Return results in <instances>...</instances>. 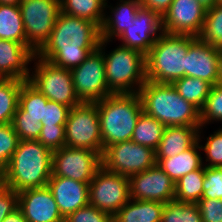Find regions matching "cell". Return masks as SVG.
<instances>
[{
	"label": "cell",
	"instance_id": "cell-1",
	"mask_svg": "<svg viewBox=\"0 0 222 222\" xmlns=\"http://www.w3.org/2000/svg\"><path fill=\"white\" fill-rule=\"evenodd\" d=\"M101 42V28L94 22L59 13L48 40L36 56L71 70L79 66Z\"/></svg>",
	"mask_w": 222,
	"mask_h": 222
},
{
	"label": "cell",
	"instance_id": "cell-2",
	"mask_svg": "<svg viewBox=\"0 0 222 222\" xmlns=\"http://www.w3.org/2000/svg\"><path fill=\"white\" fill-rule=\"evenodd\" d=\"M52 176V152L38 140H20L0 181L19 193L47 186Z\"/></svg>",
	"mask_w": 222,
	"mask_h": 222
},
{
	"label": "cell",
	"instance_id": "cell-3",
	"mask_svg": "<svg viewBox=\"0 0 222 222\" xmlns=\"http://www.w3.org/2000/svg\"><path fill=\"white\" fill-rule=\"evenodd\" d=\"M138 95L142 110L165 126L201 127L200 111L169 83L146 81Z\"/></svg>",
	"mask_w": 222,
	"mask_h": 222
},
{
	"label": "cell",
	"instance_id": "cell-4",
	"mask_svg": "<svg viewBox=\"0 0 222 222\" xmlns=\"http://www.w3.org/2000/svg\"><path fill=\"white\" fill-rule=\"evenodd\" d=\"M96 103L103 151L107 146L131 140L143 112L138 93L111 94Z\"/></svg>",
	"mask_w": 222,
	"mask_h": 222
},
{
	"label": "cell",
	"instance_id": "cell-5",
	"mask_svg": "<svg viewBox=\"0 0 222 222\" xmlns=\"http://www.w3.org/2000/svg\"><path fill=\"white\" fill-rule=\"evenodd\" d=\"M198 37L162 32L145 55L146 80L172 84L185 76V56Z\"/></svg>",
	"mask_w": 222,
	"mask_h": 222
},
{
	"label": "cell",
	"instance_id": "cell-6",
	"mask_svg": "<svg viewBox=\"0 0 222 222\" xmlns=\"http://www.w3.org/2000/svg\"><path fill=\"white\" fill-rule=\"evenodd\" d=\"M107 43L101 39L99 49L103 52L108 91L111 94L138 93L147 81L145 55L121 45L105 54Z\"/></svg>",
	"mask_w": 222,
	"mask_h": 222
},
{
	"label": "cell",
	"instance_id": "cell-7",
	"mask_svg": "<svg viewBox=\"0 0 222 222\" xmlns=\"http://www.w3.org/2000/svg\"><path fill=\"white\" fill-rule=\"evenodd\" d=\"M34 73L28 81L36 87L49 101L59 102L70 108L81 104L75 93L71 70L56 66L48 60L37 57Z\"/></svg>",
	"mask_w": 222,
	"mask_h": 222
},
{
	"label": "cell",
	"instance_id": "cell-8",
	"mask_svg": "<svg viewBox=\"0 0 222 222\" xmlns=\"http://www.w3.org/2000/svg\"><path fill=\"white\" fill-rule=\"evenodd\" d=\"M65 146L103 153L97 103L82 102L70 108L65 123Z\"/></svg>",
	"mask_w": 222,
	"mask_h": 222
},
{
	"label": "cell",
	"instance_id": "cell-9",
	"mask_svg": "<svg viewBox=\"0 0 222 222\" xmlns=\"http://www.w3.org/2000/svg\"><path fill=\"white\" fill-rule=\"evenodd\" d=\"M19 7L27 46L36 53L52 33L61 12L60 0H22Z\"/></svg>",
	"mask_w": 222,
	"mask_h": 222
},
{
	"label": "cell",
	"instance_id": "cell-10",
	"mask_svg": "<svg viewBox=\"0 0 222 222\" xmlns=\"http://www.w3.org/2000/svg\"><path fill=\"white\" fill-rule=\"evenodd\" d=\"M129 200V177L101 166L89 183V204L113 217Z\"/></svg>",
	"mask_w": 222,
	"mask_h": 222
},
{
	"label": "cell",
	"instance_id": "cell-11",
	"mask_svg": "<svg viewBox=\"0 0 222 222\" xmlns=\"http://www.w3.org/2000/svg\"><path fill=\"white\" fill-rule=\"evenodd\" d=\"M101 160L106 170L127 177L141 173L156 164L155 150L132 140L107 146Z\"/></svg>",
	"mask_w": 222,
	"mask_h": 222
},
{
	"label": "cell",
	"instance_id": "cell-12",
	"mask_svg": "<svg viewBox=\"0 0 222 222\" xmlns=\"http://www.w3.org/2000/svg\"><path fill=\"white\" fill-rule=\"evenodd\" d=\"M101 166L98 151L64 146L52 152V176L90 183Z\"/></svg>",
	"mask_w": 222,
	"mask_h": 222
},
{
	"label": "cell",
	"instance_id": "cell-13",
	"mask_svg": "<svg viewBox=\"0 0 222 222\" xmlns=\"http://www.w3.org/2000/svg\"><path fill=\"white\" fill-rule=\"evenodd\" d=\"M75 93L81 102L95 103L111 95L106 82L103 52L98 48L71 69Z\"/></svg>",
	"mask_w": 222,
	"mask_h": 222
},
{
	"label": "cell",
	"instance_id": "cell-14",
	"mask_svg": "<svg viewBox=\"0 0 222 222\" xmlns=\"http://www.w3.org/2000/svg\"><path fill=\"white\" fill-rule=\"evenodd\" d=\"M175 182L157 165L129 177L130 199L167 203L174 200Z\"/></svg>",
	"mask_w": 222,
	"mask_h": 222
},
{
	"label": "cell",
	"instance_id": "cell-15",
	"mask_svg": "<svg viewBox=\"0 0 222 222\" xmlns=\"http://www.w3.org/2000/svg\"><path fill=\"white\" fill-rule=\"evenodd\" d=\"M185 76L200 78L212 86L222 82V50L197 38L185 56Z\"/></svg>",
	"mask_w": 222,
	"mask_h": 222
},
{
	"label": "cell",
	"instance_id": "cell-16",
	"mask_svg": "<svg viewBox=\"0 0 222 222\" xmlns=\"http://www.w3.org/2000/svg\"><path fill=\"white\" fill-rule=\"evenodd\" d=\"M206 15L197 0H173L162 17L163 32L198 37Z\"/></svg>",
	"mask_w": 222,
	"mask_h": 222
},
{
	"label": "cell",
	"instance_id": "cell-17",
	"mask_svg": "<svg viewBox=\"0 0 222 222\" xmlns=\"http://www.w3.org/2000/svg\"><path fill=\"white\" fill-rule=\"evenodd\" d=\"M162 32V18L156 12L141 6L133 23L118 38L122 41L121 46L146 55Z\"/></svg>",
	"mask_w": 222,
	"mask_h": 222
},
{
	"label": "cell",
	"instance_id": "cell-18",
	"mask_svg": "<svg viewBox=\"0 0 222 222\" xmlns=\"http://www.w3.org/2000/svg\"><path fill=\"white\" fill-rule=\"evenodd\" d=\"M18 208L27 222H64L58 205L48 186L18 193Z\"/></svg>",
	"mask_w": 222,
	"mask_h": 222
},
{
	"label": "cell",
	"instance_id": "cell-19",
	"mask_svg": "<svg viewBox=\"0 0 222 222\" xmlns=\"http://www.w3.org/2000/svg\"><path fill=\"white\" fill-rule=\"evenodd\" d=\"M47 186L51 190L59 211L64 218L89 204V183L51 176Z\"/></svg>",
	"mask_w": 222,
	"mask_h": 222
},
{
	"label": "cell",
	"instance_id": "cell-20",
	"mask_svg": "<svg viewBox=\"0 0 222 222\" xmlns=\"http://www.w3.org/2000/svg\"><path fill=\"white\" fill-rule=\"evenodd\" d=\"M36 53L27 43L0 39V75L3 78L28 80V64L34 61Z\"/></svg>",
	"mask_w": 222,
	"mask_h": 222
},
{
	"label": "cell",
	"instance_id": "cell-21",
	"mask_svg": "<svg viewBox=\"0 0 222 222\" xmlns=\"http://www.w3.org/2000/svg\"><path fill=\"white\" fill-rule=\"evenodd\" d=\"M200 127L166 126L155 158H168L180 154L198 142Z\"/></svg>",
	"mask_w": 222,
	"mask_h": 222
},
{
	"label": "cell",
	"instance_id": "cell-22",
	"mask_svg": "<svg viewBox=\"0 0 222 222\" xmlns=\"http://www.w3.org/2000/svg\"><path fill=\"white\" fill-rule=\"evenodd\" d=\"M202 127L199 128L198 142L188 150L168 158H156V164L176 183L189 172L201 168L204 164L200 152V137Z\"/></svg>",
	"mask_w": 222,
	"mask_h": 222
},
{
	"label": "cell",
	"instance_id": "cell-23",
	"mask_svg": "<svg viewBox=\"0 0 222 222\" xmlns=\"http://www.w3.org/2000/svg\"><path fill=\"white\" fill-rule=\"evenodd\" d=\"M140 7V0H120V3L111 9L112 15L105 14L101 39L110 42L113 37H119L133 23Z\"/></svg>",
	"mask_w": 222,
	"mask_h": 222
},
{
	"label": "cell",
	"instance_id": "cell-24",
	"mask_svg": "<svg viewBox=\"0 0 222 222\" xmlns=\"http://www.w3.org/2000/svg\"><path fill=\"white\" fill-rule=\"evenodd\" d=\"M166 203L130 199L113 217V222H161Z\"/></svg>",
	"mask_w": 222,
	"mask_h": 222
},
{
	"label": "cell",
	"instance_id": "cell-25",
	"mask_svg": "<svg viewBox=\"0 0 222 222\" xmlns=\"http://www.w3.org/2000/svg\"><path fill=\"white\" fill-rule=\"evenodd\" d=\"M47 101L48 99L36 87L25 80L19 92V104L14 118H32L41 123Z\"/></svg>",
	"mask_w": 222,
	"mask_h": 222
},
{
	"label": "cell",
	"instance_id": "cell-26",
	"mask_svg": "<svg viewBox=\"0 0 222 222\" xmlns=\"http://www.w3.org/2000/svg\"><path fill=\"white\" fill-rule=\"evenodd\" d=\"M107 0H60L61 12L89 20L100 28L103 24Z\"/></svg>",
	"mask_w": 222,
	"mask_h": 222
},
{
	"label": "cell",
	"instance_id": "cell-27",
	"mask_svg": "<svg viewBox=\"0 0 222 222\" xmlns=\"http://www.w3.org/2000/svg\"><path fill=\"white\" fill-rule=\"evenodd\" d=\"M0 39L26 43V34L19 5L0 3Z\"/></svg>",
	"mask_w": 222,
	"mask_h": 222
},
{
	"label": "cell",
	"instance_id": "cell-28",
	"mask_svg": "<svg viewBox=\"0 0 222 222\" xmlns=\"http://www.w3.org/2000/svg\"><path fill=\"white\" fill-rule=\"evenodd\" d=\"M165 125L142 112L137 120L131 140L156 150L162 139Z\"/></svg>",
	"mask_w": 222,
	"mask_h": 222
},
{
	"label": "cell",
	"instance_id": "cell-29",
	"mask_svg": "<svg viewBox=\"0 0 222 222\" xmlns=\"http://www.w3.org/2000/svg\"><path fill=\"white\" fill-rule=\"evenodd\" d=\"M205 166L189 172L175 184L174 200L178 202L197 203L203 194Z\"/></svg>",
	"mask_w": 222,
	"mask_h": 222
},
{
	"label": "cell",
	"instance_id": "cell-30",
	"mask_svg": "<svg viewBox=\"0 0 222 222\" xmlns=\"http://www.w3.org/2000/svg\"><path fill=\"white\" fill-rule=\"evenodd\" d=\"M172 85L179 95L195 106L199 111L204 106L212 85L200 78L184 76L175 80Z\"/></svg>",
	"mask_w": 222,
	"mask_h": 222
},
{
	"label": "cell",
	"instance_id": "cell-31",
	"mask_svg": "<svg viewBox=\"0 0 222 222\" xmlns=\"http://www.w3.org/2000/svg\"><path fill=\"white\" fill-rule=\"evenodd\" d=\"M23 82L24 80L14 78H4L0 81V125L12 123Z\"/></svg>",
	"mask_w": 222,
	"mask_h": 222
},
{
	"label": "cell",
	"instance_id": "cell-32",
	"mask_svg": "<svg viewBox=\"0 0 222 222\" xmlns=\"http://www.w3.org/2000/svg\"><path fill=\"white\" fill-rule=\"evenodd\" d=\"M198 38L222 50V4L206 10L202 31Z\"/></svg>",
	"mask_w": 222,
	"mask_h": 222
},
{
	"label": "cell",
	"instance_id": "cell-33",
	"mask_svg": "<svg viewBox=\"0 0 222 222\" xmlns=\"http://www.w3.org/2000/svg\"><path fill=\"white\" fill-rule=\"evenodd\" d=\"M161 222H202L197 203L170 201L164 206Z\"/></svg>",
	"mask_w": 222,
	"mask_h": 222
},
{
	"label": "cell",
	"instance_id": "cell-34",
	"mask_svg": "<svg viewBox=\"0 0 222 222\" xmlns=\"http://www.w3.org/2000/svg\"><path fill=\"white\" fill-rule=\"evenodd\" d=\"M211 121L222 122V82L211 87L204 106L200 110L201 127Z\"/></svg>",
	"mask_w": 222,
	"mask_h": 222
},
{
	"label": "cell",
	"instance_id": "cell-35",
	"mask_svg": "<svg viewBox=\"0 0 222 222\" xmlns=\"http://www.w3.org/2000/svg\"><path fill=\"white\" fill-rule=\"evenodd\" d=\"M19 141L12 123L0 125V177L5 173Z\"/></svg>",
	"mask_w": 222,
	"mask_h": 222
},
{
	"label": "cell",
	"instance_id": "cell-36",
	"mask_svg": "<svg viewBox=\"0 0 222 222\" xmlns=\"http://www.w3.org/2000/svg\"><path fill=\"white\" fill-rule=\"evenodd\" d=\"M201 199H222V167L205 166Z\"/></svg>",
	"mask_w": 222,
	"mask_h": 222
},
{
	"label": "cell",
	"instance_id": "cell-37",
	"mask_svg": "<svg viewBox=\"0 0 222 222\" xmlns=\"http://www.w3.org/2000/svg\"><path fill=\"white\" fill-rule=\"evenodd\" d=\"M205 145V146H204ZM204 145L200 144V149L204 150L207 167H222V129L215 131L214 134L207 137Z\"/></svg>",
	"mask_w": 222,
	"mask_h": 222
},
{
	"label": "cell",
	"instance_id": "cell-38",
	"mask_svg": "<svg viewBox=\"0 0 222 222\" xmlns=\"http://www.w3.org/2000/svg\"><path fill=\"white\" fill-rule=\"evenodd\" d=\"M37 140L51 152L58 151L65 146V126H42Z\"/></svg>",
	"mask_w": 222,
	"mask_h": 222
},
{
	"label": "cell",
	"instance_id": "cell-39",
	"mask_svg": "<svg viewBox=\"0 0 222 222\" xmlns=\"http://www.w3.org/2000/svg\"><path fill=\"white\" fill-rule=\"evenodd\" d=\"M69 111V106L48 100L44 107L42 126H65Z\"/></svg>",
	"mask_w": 222,
	"mask_h": 222
},
{
	"label": "cell",
	"instance_id": "cell-40",
	"mask_svg": "<svg viewBox=\"0 0 222 222\" xmlns=\"http://www.w3.org/2000/svg\"><path fill=\"white\" fill-rule=\"evenodd\" d=\"M64 222H112V217L108 213L88 204L70 213Z\"/></svg>",
	"mask_w": 222,
	"mask_h": 222
},
{
	"label": "cell",
	"instance_id": "cell-41",
	"mask_svg": "<svg viewBox=\"0 0 222 222\" xmlns=\"http://www.w3.org/2000/svg\"><path fill=\"white\" fill-rule=\"evenodd\" d=\"M12 125L20 140H37L42 124L32 118H13Z\"/></svg>",
	"mask_w": 222,
	"mask_h": 222
},
{
	"label": "cell",
	"instance_id": "cell-42",
	"mask_svg": "<svg viewBox=\"0 0 222 222\" xmlns=\"http://www.w3.org/2000/svg\"><path fill=\"white\" fill-rule=\"evenodd\" d=\"M197 205L202 222H222V199H200Z\"/></svg>",
	"mask_w": 222,
	"mask_h": 222
},
{
	"label": "cell",
	"instance_id": "cell-43",
	"mask_svg": "<svg viewBox=\"0 0 222 222\" xmlns=\"http://www.w3.org/2000/svg\"><path fill=\"white\" fill-rule=\"evenodd\" d=\"M18 208V193L0 181V222Z\"/></svg>",
	"mask_w": 222,
	"mask_h": 222
},
{
	"label": "cell",
	"instance_id": "cell-44",
	"mask_svg": "<svg viewBox=\"0 0 222 222\" xmlns=\"http://www.w3.org/2000/svg\"><path fill=\"white\" fill-rule=\"evenodd\" d=\"M173 0H140V5L153 12H156L161 18L169 9Z\"/></svg>",
	"mask_w": 222,
	"mask_h": 222
},
{
	"label": "cell",
	"instance_id": "cell-45",
	"mask_svg": "<svg viewBox=\"0 0 222 222\" xmlns=\"http://www.w3.org/2000/svg\"><path fill=\"white\" fill-rule=\"evenodd\" d=\"M2 222H27L23 212L16 208L12 213L8 214Z\"/></svg>",
	"mask_w": 222,
	"mask_h": 222
},
{
	"label": "cell",
	"instance_id": "cell-46",
	"mask_svg": "<svg viewBox=\"0 0 222 222\" xmlns=\"http://www.w3.org/2000/svg\"><path fill=\"white\" fill-rule=\"evenodd\" d=\"M204 8L209 9L217 4V0H197Z\"/></svg>",
	"mask_w": 222,
	"mask_h": 222
},
{
	"label": "cell",
	"instance_id": "cell-47",
	"mask_svg": "<svg viewBox=\"0 0 222 222\" xmlns=\"http://www.w3.org/2000/svg\"><path fill=\"white\" fill-rule=\"evenodd\" d=\"M22 0H0L1 4L19 5Z\"/></svg>",
	"mask_w": 222,
	"mask_h": 222
},
{
	"label": "cell",
	"instance_id": "cell-48",
	"mask_svg": "<svg viewBox=\"0 0 222 222\" xmlns=\"http://www.w3.org/2000/svg\"><path fill=\"white\" fill-rule=\"evenodd\" d=\"M217 3L218 4H222V0H217Z\"/></svg>",
	"mask_w": 222,
	"mask_h": 222
}]
</instances>
